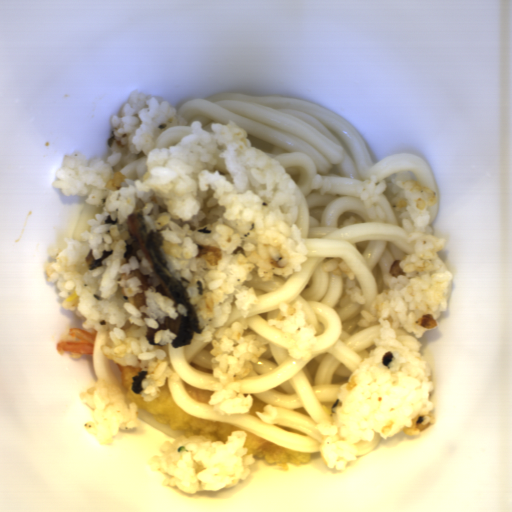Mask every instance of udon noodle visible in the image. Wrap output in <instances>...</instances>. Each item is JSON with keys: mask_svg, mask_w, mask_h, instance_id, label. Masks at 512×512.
I'll return each instance as SVG.
<instances>
[{"mask_svg": "<svg viewBox=\"0 0 512 512\" xmlns=\"http://www.w3.org/2000/svg\"><path fill=\"white\" fill-rule=\"evenodd\" d=\"M108 342L107 333L105 331H97L94 337V349L91 354V368L97 379H104L107 384L118 387L125 404L129 407L130 401L123 391L122 385L116 380L112 370L113 360L106 358L102 346Z\"/></svg>", "mask_w": 512, "mask_h": 512, "instance_id": "udon-noodle-2", "label": "udon noodle"}, {"mask_svg": "<svg viewBox=\"0 0 512 512\" xmlns=\"http://www.w3.org/2000/svg\"><path fill=\"white\" fill-rule=\"evenodd\" d=\"M103 213V206H97L91 203H86L85 206L82 208L75 224H74V232H73V239L79 241V242H85L81 238V234L84 231H89L91 233V226L88 225V221L90 219H95V214H102Z\"/></svg>", "mask_w": 512, "mask_h": 512, "instance_id": "udon-noodle-3", "label": "udon noodle"}, {"mask_svg": "<svg viewBox=\"0 0 512 512\" xmlns=\"http://www.w3.org/2000/svg\"><path fill=\"white\" fill-rule=\"evenodd\" d=\"M177 114L186 125L170 126L154 140V148L177 146L191 135L190 125L201 121V129L214 133L211 123L227 125L232 120L247 132L251 147L276 159L294 181L301 238L306 240L307 260L300 271L286 279L273 272L268 281L254 274L241 286L253 287L260 303L252 305L245 321L251 330L268 341L266 351L249 361L252 368L240 383L246 398L264 403L257 417L249 413L221 415L212 404L199 403L184 388L188 385L212 391L220 383L213 376L211 343L191 338L190 345L167 344L168 357L178 381L165 377L175 404L204 418L229 422L284 449L322 453L324 434L314 428L321 421L333 423L340 386L349 382L364 357L377 345L374 335L380 322L359 327L360 310L369 311L389 272L396 279L406 276L399 265L415 254L416 240L408 242L399 211L392 205L390 188L369 203L379 206L384 218H369L360 195L352 189L376 175L374 185L392 182L397 172L408 171L410 180L436 192L437 203L427 206L429 226L439 208V188L425 158L411 153H394L375 163L356 127L333 110L294 98L270 94L222 93L193 98L181 104ZM341 257L358 279L365 305L340 307L343 280L320 270L327 259ZM300 299L309 324L317 332V352L307 360L288 357L289 335L266 325L278 313V303Z\"/></svg>", "mask_w": 512, "mask_h": 512, "instance_id": "udon-noodle-1", "label": "udon noodle"}, {"mask_svg": "<svg viewBox=\"0 0 512 512\" xmlns=\"http://www.w3.org/2000/svg\"><path fill=\"white\" fill-rule=\"evenodd\" d=\"M138 410V415H137V419H139L140 421L146 423L147 425L161 431V432H164L174 438H178L180 437L181 435H184L183 432L181 430H178V429H175V428H172V427H169V426H166L165 424H163L162 422H160L159 420H157L156 418H154L153 416H151L148 412H146L144 409H140V408H137ZM185 436V435H184Z\"/></svg>", "mask_w": 512, "mask_h": 512, "instance_id": "udon-noodle-4", "label": "udon noodle"}]
</instances>
